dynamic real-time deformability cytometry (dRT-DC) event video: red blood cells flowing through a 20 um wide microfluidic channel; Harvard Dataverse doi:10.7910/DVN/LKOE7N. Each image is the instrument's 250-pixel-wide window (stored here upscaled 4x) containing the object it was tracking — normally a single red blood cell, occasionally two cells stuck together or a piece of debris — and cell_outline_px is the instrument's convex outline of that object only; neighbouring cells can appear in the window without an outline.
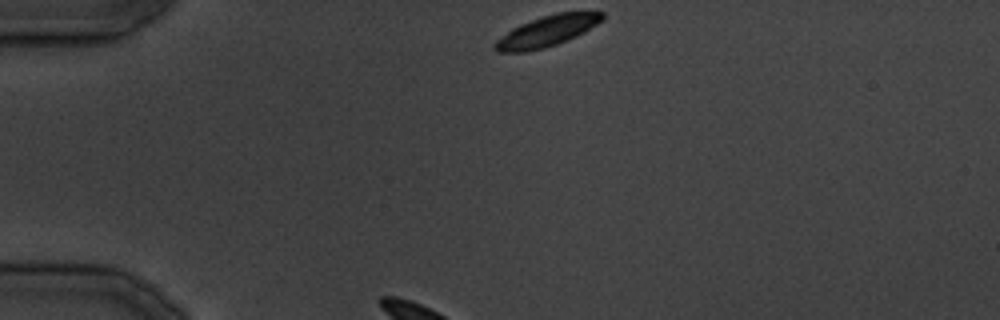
{"species": "common noctule bat (a hibernating species)", "species_latin": "Nyctalus noctula", "temperature_condition": "cold", "stored_images_in_passage": 27, "camera_frame_rate_fps": 3000, "um_per_image_px": 0.085, "animal": {"sex": "male", "body_mass_g": 19.5, "forearm_length_mm": 54.6}, "frame": {"image": 1, "passage_image": 1, "time_ms": 0.0, "image_size_px": [1000, 320], "cell_outline_px": [[604, 20], [584, 32], [576, 36], [556, 44], [544, 48], [528, 52], [496, 52], [492, 48], [492, 44], [496, 40], [512, 28], [520, 24], [556, 12], [604, 12]], "centroid_in_image_um": [46.46, 2.66], "position_along_channel_um": 38.5, "area_um2": 19.25}}